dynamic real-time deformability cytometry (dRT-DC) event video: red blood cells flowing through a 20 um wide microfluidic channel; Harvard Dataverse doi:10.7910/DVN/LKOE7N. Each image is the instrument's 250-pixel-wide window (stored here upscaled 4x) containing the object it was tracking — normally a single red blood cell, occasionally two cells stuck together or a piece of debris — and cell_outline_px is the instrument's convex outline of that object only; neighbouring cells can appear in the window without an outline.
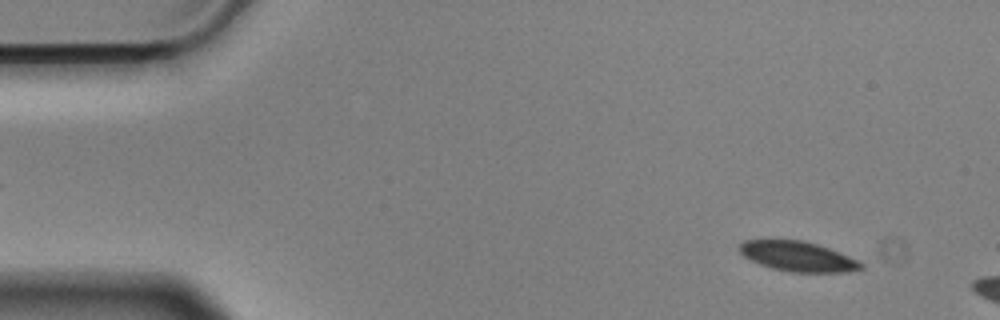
{"species": "Egyptian fruit bat (a non-hibernating species)", "species_latin": "Rousettus aegyptiacus", "temperature_condition": "cold", "stored_images_in_passage": 11, "camera_frame_rate_fps": 3000, "um_per_image_px": 0.085, "animal": {"sex": "male"}, "frame": {"image": 1, "passage_image": 4, "time_ms": 1.0, "image_size_px": [1000, 320], "cell_outline_px": [[864, 268], [848, 272], [788, 272], [772, 268], [760, 264], [744, 256], [736, 248], [744, 240], [800, 240], [816, 244], [828, 248], [860, 260], [864, 264]], "centroid_in_image_um": [67.83, 21.8], "position_along_channel_um": 17.2, "area_um2": 21.21}}